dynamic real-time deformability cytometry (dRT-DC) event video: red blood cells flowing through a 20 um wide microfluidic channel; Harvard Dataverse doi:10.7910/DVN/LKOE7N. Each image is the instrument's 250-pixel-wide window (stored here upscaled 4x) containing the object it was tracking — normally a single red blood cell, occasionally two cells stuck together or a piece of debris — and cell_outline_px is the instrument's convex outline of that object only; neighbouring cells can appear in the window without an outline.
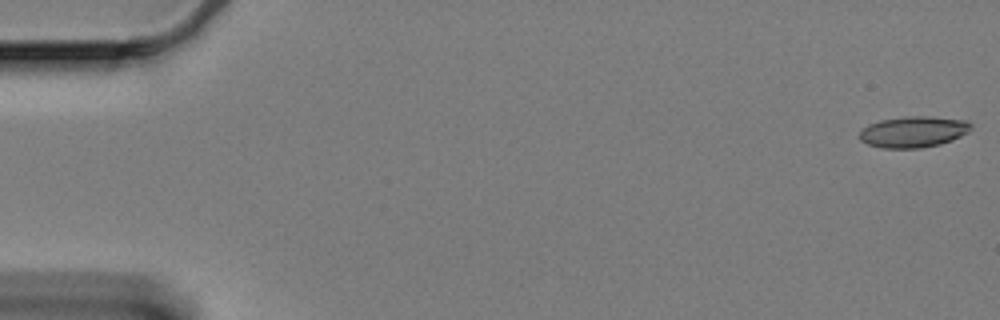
{"species": "Egyptian fruit bat (a non-hibernating species)", "species_latin": "Rousettus aegyptiacus", "temperature_condition": "cold", "stored_images_in_passage": 60, "camera_frame_rate_fps": 3000, "um_per_image_px": 0.085, "animal": {"sex": "female"}, "frame": {"image": 1, "passage_image": 1, "time_ms": 0.0, "image_size_px": [1000, 320], "cell_outline_px": [[972, 128], [968, 132], [952, 140], [940, 144], [920, 148], [884, 148], [868, 144], [860, 140], [860, 132], [868, 124], [880, 120], [904, 116], [932, 116], [964, 120], [972, 124]], "centroid_in_image_um": [77.65, 11.19], "position_along_channel_um": 7.4, "area_um2": 20.23}}
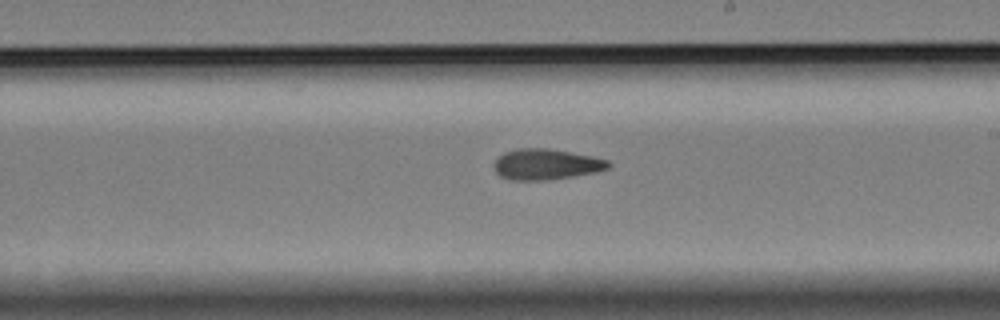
{"frame": {"image": 2, "passage_image": 35, "time_ms": 11.333, "image_size_px": [1000, 320], "cell_outline_px": [[612, 164], [608, 168], [596, 172], [572, 176], [544, 180], [512, 180], [500, 176], [496, 172], [492, 164], [504, 152], [516, 148], [548, 148], [592, 156], [608, 160]], "centroid_in_image_um": [46.4, 13.96], "position_along_channel_um": 242.6, "area_um2": 20.46}}
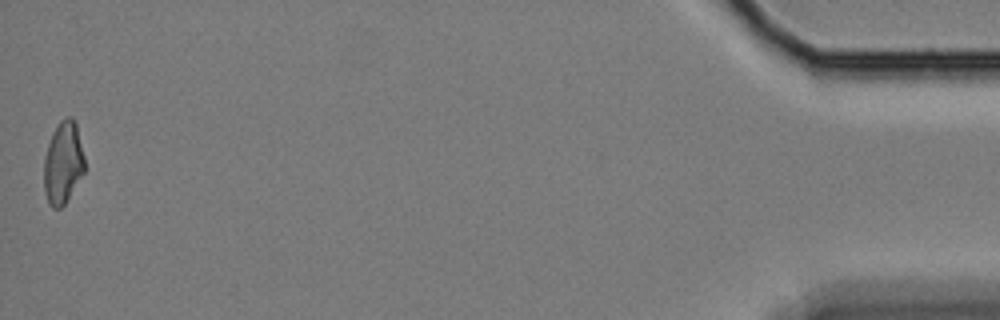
{"frame": {"image": 3, "passage_image": 60, "time_ms": 19.667, "image_size_px": [1000, 320], "cell_outline_px": [[84, 172], [64, 204], [60, 208], [52, 208], [48, 204], [44, 188], [44, 156], [48, 144], [60, 120], [68, 116], [72, 116], [76, 124], [84, 156]], "centroid_in_image_um": [5.35, 13.85], "position_along_channel_um": 429.8, "area_um2": 19.25}, "authors_computed_cell_mechanics": {"area_um2": 20.3167, "velocity_mm_per_s": 3.3302, "shape_relaxation_time_tau1_ms": null, "shape_relaxation_time_tau2_ms": 6.0799, "deformation_change_tau1": null, "deformation_change_tau2": 0.1454}}